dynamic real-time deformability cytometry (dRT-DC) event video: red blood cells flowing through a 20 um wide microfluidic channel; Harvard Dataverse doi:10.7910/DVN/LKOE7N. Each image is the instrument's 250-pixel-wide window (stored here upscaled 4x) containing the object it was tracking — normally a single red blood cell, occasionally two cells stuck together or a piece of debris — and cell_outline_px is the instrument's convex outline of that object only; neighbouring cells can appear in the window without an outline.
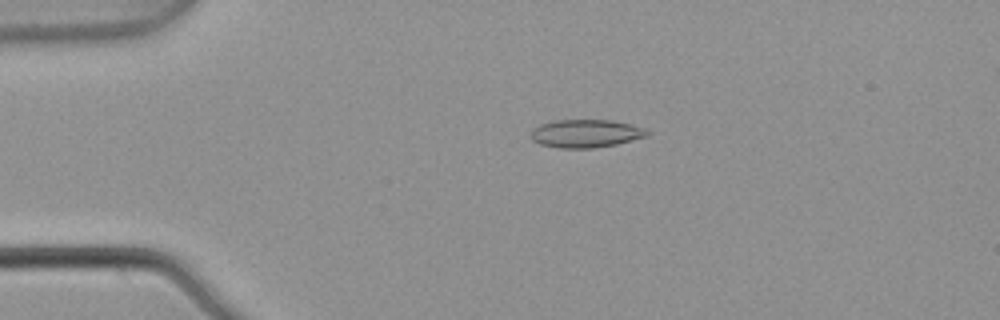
{"species": "common noctule bat (a hibernating species)", "species_latin": "Nyctalus noctula", "temperature_condition": "warm", "stored_images_in_passage": 5, "camera_frame_rate_fps": 3000, "um_per_image_px": 0.085, "animal": {"sex": "male", "body_mass_g": 21.5, "forearm_length_mm": 52.0}, "frame": {"image": 1, "passage_image": 4, "time_ms": 1.0, "image_size_px": [1000, 320], "cell_outline_px": [[652, 132], [648, 136], [616, 144], [592, 148], [560, 148], [540, 144], [532, 140], [532, 128], [540, 124], [552, 120], [612, 120], [632, 124], [644, 128]], "centroid_in_image_um": [49.81, 11.34], "position_along_channel_um": 35.2, "area_um2": 19.13}}